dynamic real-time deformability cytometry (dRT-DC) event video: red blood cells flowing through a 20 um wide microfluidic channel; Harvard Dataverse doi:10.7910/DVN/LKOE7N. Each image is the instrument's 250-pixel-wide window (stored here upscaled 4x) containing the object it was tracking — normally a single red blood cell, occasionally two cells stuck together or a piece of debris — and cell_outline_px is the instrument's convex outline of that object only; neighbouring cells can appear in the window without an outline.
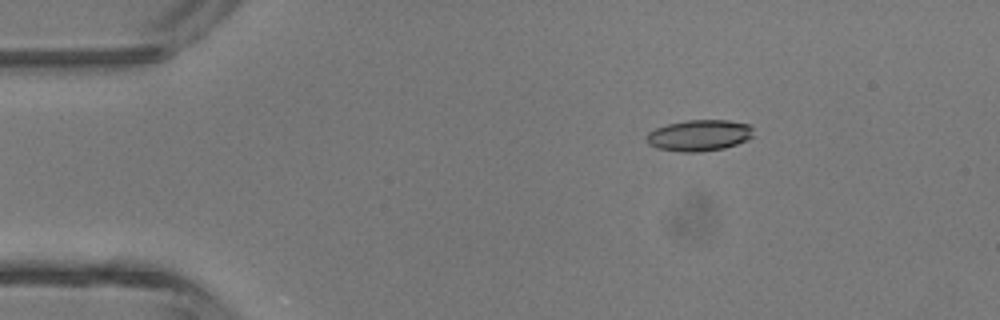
{"species": "common noctule bat (a hibernating species)", "species_latin": "Nyctalus noctula", "temperature_condition": "room temperature", "stored_images_in_passage": 47, "camera_frame_rate_fps": 3000, "um_per_image_px": 0.085, "animal": {"sex": "male", "body_mass_g": 13.3}, "frame": {"image": 1, "passage_image": 8, "time_ms": 2.333, "image_size_px": [1000, 320], "cell_outline_px": [[752, 136], [748, 140], [724, 148], [696, 152], [684, 152], [656, 148], [648, 144], [648, 132], [656, 128], [668, 124], [688, 120], [728, 120], [748, 124], [752, 128]], "centroid_in_image_um": [59.44, 11.51], "position_along_channel_um": 25.6, "area_um2": 19.25}}
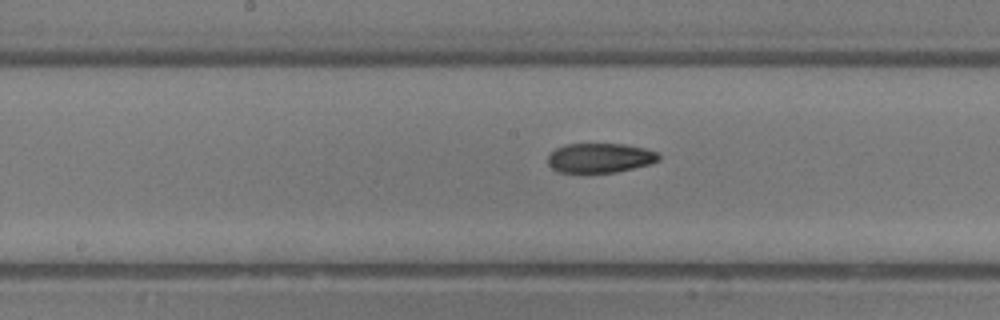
{"frame": {"image": 2, "passage_image": 24, "time_ms": 7.667, "image_size_px": [1000, 320], "cell_outline_px": [[660, 160], [648, 164], [616, 172], [556, 172], [548, 164], [548, 156], [556, 148], [564, 144], [624, 144], [644, 148], [656, 152], [660, 156]], "centroid_in_image_um": [50.97, 13.42], "position_along_channel_um": 197.2, "area_um2": 18.96}}
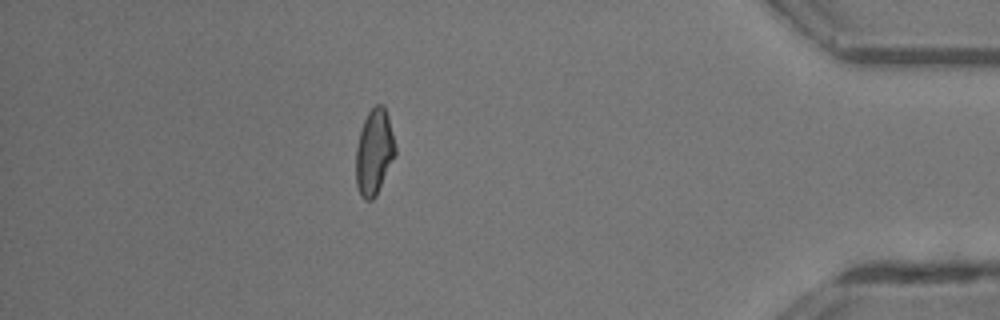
{"frame": {"image": 3, "passage_image": 41, "time_ms": 13.333, "image_size_px": [1000, 320], "cell_outline_px": [[396, 156], [376, 196], [372, 200], [364, 200], [360, 196], [356, 184], [356, 148], [360, 132], [364, 120], [368, 112], [376, 104], [384, 104], [388, 116], [396, 148]], "centroid_in_image_um": [31.81, 12.95], "position_along_channel_um": 403.4, "area_um2": 19.83}, "authors_computed_cell_mechanics": {"area_um2": 19.652, "velocity_mm_per_s": 4.4815, "shape_relaxation_time_tau1_ms": 10.3711, "shape_relaxation_time_tau2_ms": 4.4024, "deformation_change_tau1": 0.2793, "deformation_change_tau2": 0.1052}}